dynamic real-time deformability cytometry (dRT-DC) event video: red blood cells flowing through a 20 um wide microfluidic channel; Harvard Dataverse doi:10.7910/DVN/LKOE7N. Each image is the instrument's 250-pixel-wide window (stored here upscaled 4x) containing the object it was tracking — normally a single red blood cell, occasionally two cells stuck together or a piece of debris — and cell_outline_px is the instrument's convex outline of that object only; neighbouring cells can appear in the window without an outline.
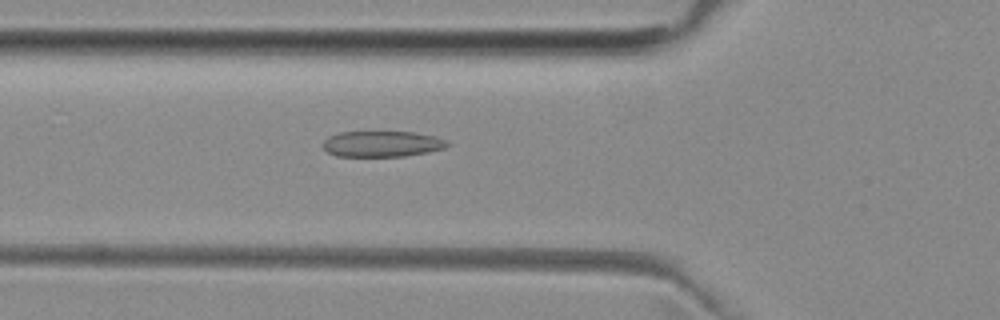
{"species": "common noctule bat (a hibernating species)", "species_latin": "Nyctalus noctula", "temperature_condition": "room temperature", "stored_images_in_passage": 46, "camera_frame_rate_fps": 3000, "um_per_image_px": 0.085, "animal": {"sex": "female", "body_mass_g": 29.2, "forearm_length_mm": 56.3}, "frame": {"image": 1, "passage_image": 13, "time_ms": 4.0, "image_size_px": [1000, 320], "cell_outline_px": [[448, 144], [444, 148], [428, 152], [404, 156], [336, 156], [328, 152], [324, 148], [324, 140], [328, 136], [340, 132], [412, 132], [436, 136], [448, 140]], "centroid_in_image_um": [32.48, 12.23], "position_along_channel_um": 93.3, "area_um2": 18.67}}
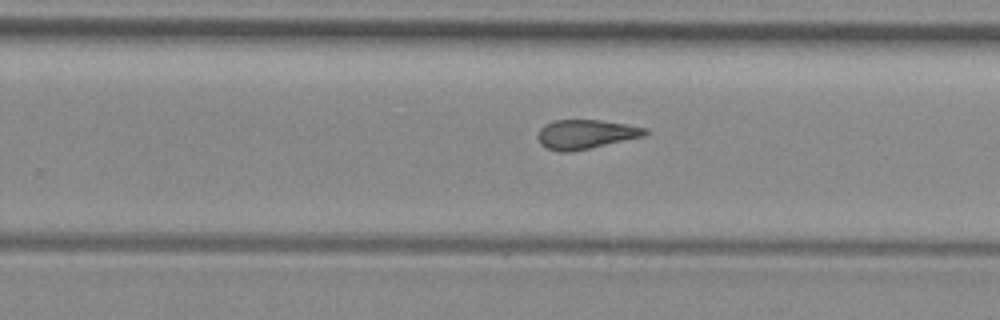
{"frame": {"image": 2, "passage_image": 27, "time_ms": 8.667, "image_size_px": [1000, 320], "cell_outline_px": [[648, 132], [644, 136], [572, 152], [560, 152], [548, 148], [540, 144], [536, 136], [540, 128], [544, 124], [556, 120], [600, 120], [648, 128]], "centroid_in_image_um": [49.75, 11.41], "position_along_channel_um": 280.0, "area_um2": 18.26}}
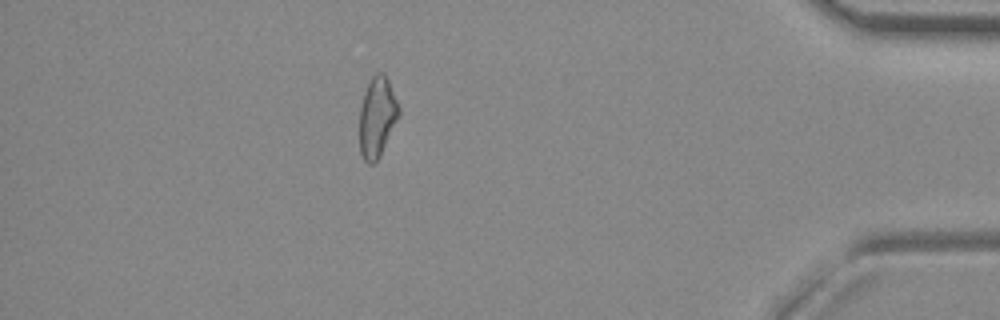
{"frame": {"image": 3, "passage_image": 40, "time_ms": 13.0, "image_size_px": [1000, 320], "cell_outline_px": [[400, 116], [380, 156], [372, 164], [368, 164], [364, 160], [360, 152], [360, 108], [364, 92], [372, 76], [376, 72], [384, 72], [388, 80], [400, 108]], "centroid_in_image_um": [32.07, 9.95], "position_along_channel_um": 403.1, "area_um2": 18.44}, "authors_computed_cell_mechanics": {"area_um2": 18.9873, "velocity_mm_per_s": 4.0032, "shape_relaxation_time_tau1_ms": null, "shape_relaxation_time_tau2_ms": 2.0513, "deformation_change_tau1": null, "deformation_change_tau2": 0.0952}}